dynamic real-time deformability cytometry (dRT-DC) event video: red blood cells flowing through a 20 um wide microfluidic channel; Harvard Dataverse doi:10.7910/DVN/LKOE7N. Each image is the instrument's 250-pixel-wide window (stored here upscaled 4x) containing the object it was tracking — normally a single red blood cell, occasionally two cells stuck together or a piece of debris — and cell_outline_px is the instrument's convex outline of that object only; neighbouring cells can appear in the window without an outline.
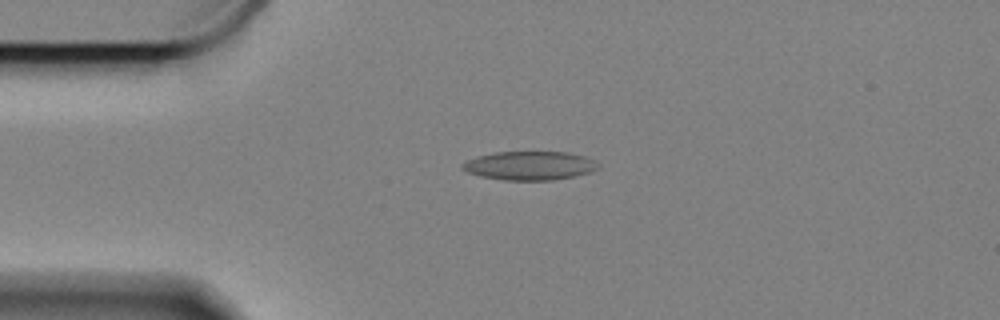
{"species": "Egyptian fruit bat (a non-hibernating species)", "species_latin": "Rousettus aegyptiacus", "temperature_condition": "cold", "stored_images_in_passage": 48, "camera_frame_rate_fps": 3000, "um_per_image_px": 0.085, "animal": {"sex": "female"}, "frame": {"image": 1, "passage_image": 1, "time_ms": 0.0, "image_size_px": [1000, 320], "cell_outline_px": [[600, 168], [592, 172], [576, 176], [552, 180], [504, 180], [480, 176], [468, 172], [460, 168], [460, 164], [476, 156], [496, 152], [568, 152], [584, 156], [596, 160], [600, 164]], "centroid_in_image_um": [45.06, 14.08], "position_along_channel_um": 39.9, "area_um2": 23.0}}
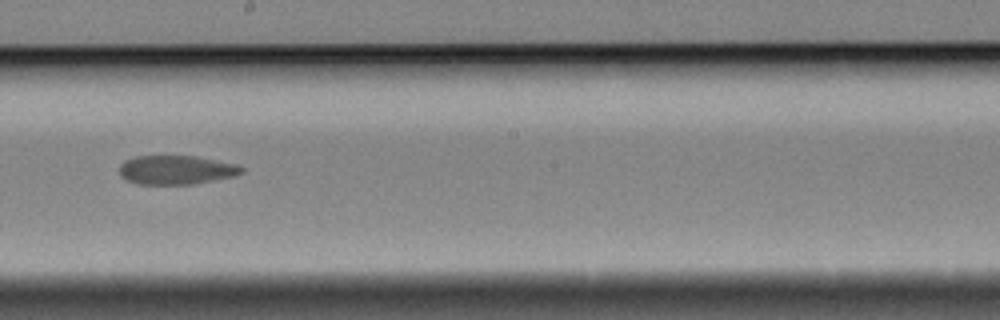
{"frame": {"image": 2, "passage_image": 21, "time_ms": 6.667, "image_size_px": [1000, 320], "cell_outline_px": [[244, 172], [236, 176], [192, 184], [136, 184], [120, 176], [120, 164], [124, 160], [136, 156], [196, 156], [236, 164], [244, 168]], "centroid_in_image_um": [14.98, 14.44], "position_along_channel_um": 233.2, "area_um2": 20.69}}
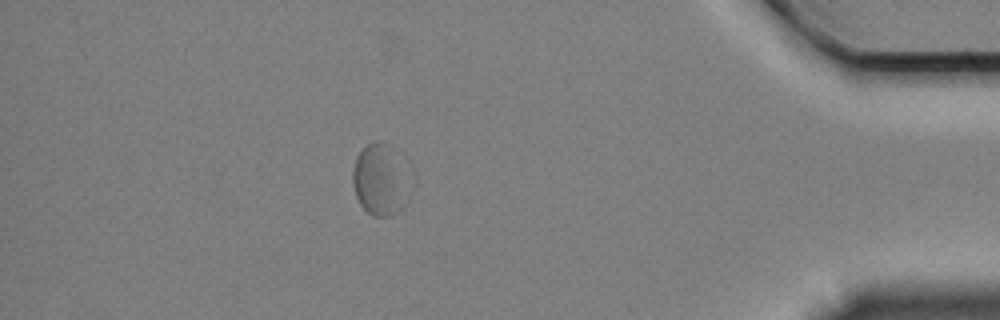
{"frame": {"image": 3, "passage_image": 41, "time_ms": 13.333, "image_size_px": [1000, 320], "cell_outline_px": [[408, 200], [392, 216], [372, 216], [360, 204], [356, 196], [352, 184], [352, 172], [356, 156], [368, 144], [376, 140], [380, 140]], "centroid_in_image_um": [32.05, 15.46], "position_along_channel_um": 403.2, "area_um2": 20.35}, "authors_computed_cell_mechanics": {"area_um2": 22.1085, "velocity_mm_per_s": 3.2222, "shape_relaxation_time_tau1_ms": null, "shape_relaxation_time_tau2_ms": 2.4296, "deformation_change_tau1": null, "deformation_change_tau2": 0.0574}}